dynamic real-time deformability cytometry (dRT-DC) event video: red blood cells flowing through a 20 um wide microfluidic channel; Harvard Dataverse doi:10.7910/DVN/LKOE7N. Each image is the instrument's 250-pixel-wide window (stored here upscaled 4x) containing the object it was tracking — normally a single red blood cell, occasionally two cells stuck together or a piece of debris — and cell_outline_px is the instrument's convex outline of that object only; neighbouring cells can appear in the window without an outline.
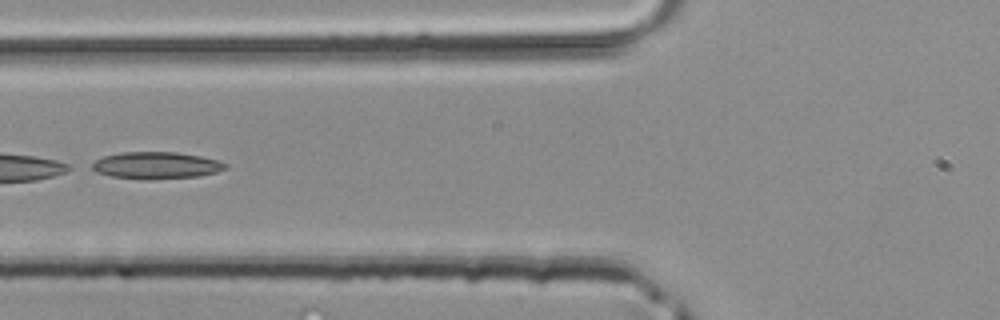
{"species": "common noctule bat (a hibernating species)", "species_latin": "Nyctalus noctula", "temperature_condition": "room temperature", "stored_images_in_passage": 40, "camera_frame_rate_fps": 3000, "um_per_image_px": 0.085, "animal": {"sex": "male", "body_mass_g": 20.4}, "frame": {"image": 1, "passage_image": 15, "time_ms": 4.667, "image_size_px": [1000, 320], "cell_outline_px": [[228, 164], [224, 168], [216, 172], [196, 176], [152, 180], [144, 180], [112, 176], [96, 172], [88, 168], [88, 164], [104, 156], [120, 152], [176, 152], [200, 156], [216, 160]], "centroid_in_image_um": [13.18, 14.06], "position_along_channel_um": 112.6, "area_um2": 21.04}}
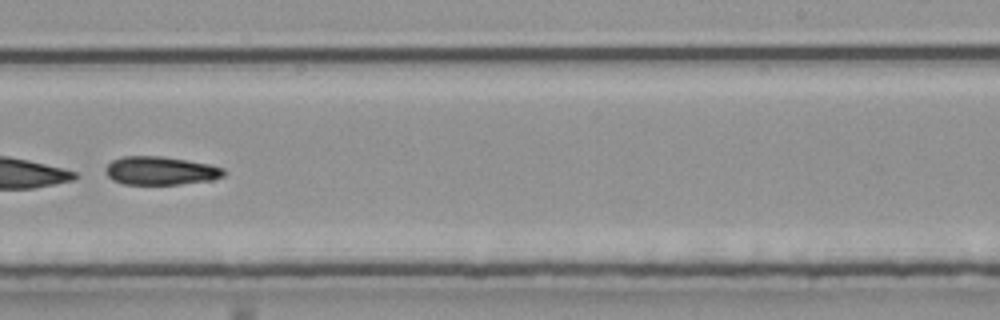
{"frame": {"image": 2, "passage_image": 25, "time_ms": 8.0, "image_size_px": [1000, 320], "cell_outline_px": [[224, 176], [212, 180], [180, 184], [124, 184], [112, 180], [104, 172], [104, 168], [112, 160], [124, 156], [160, 156], [212, 164], [224, 168]], "centroid_in_image_um": [13.64, 14.51], "position_along_channel_um": 275.4, "area_um2": 19.65}}